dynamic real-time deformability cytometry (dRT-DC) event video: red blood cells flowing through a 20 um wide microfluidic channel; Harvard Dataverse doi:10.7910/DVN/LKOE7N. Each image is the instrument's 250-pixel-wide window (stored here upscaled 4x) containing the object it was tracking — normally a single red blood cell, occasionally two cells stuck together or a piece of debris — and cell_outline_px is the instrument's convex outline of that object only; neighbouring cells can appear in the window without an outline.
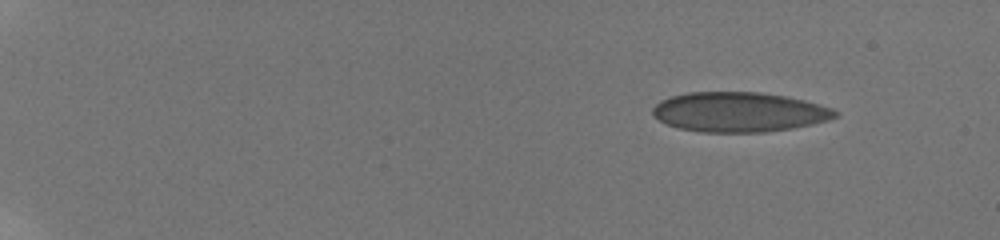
{"species": "human", "species_latin": "Homo sapiens", "temperature_condition": "room temperature", "stored_images_in_passage": 11, "camera_frame_rate_fps": 3000, "um_per_image_px": 0.085, "donor": {"sex": "male"}, "frame": {"image": 1, "passage_image": 1, "time_ms": 0.0, "image_size_px": [1000, 240], "cell_outline_px": [[840, 112], [836, 116], [828, 120], [812, 124], [792, 128], [764, 132], [700, 132], [676, 128], [652, 116], [652, 108], [660, 100], [672, 96], [688, 92], [760, 92], [788, 96], [820, 104], [832, 108]], "centroid_in_image_um": [62.82, 9.52], "position_along_channel_um": 22.2, "area_um2": 42.54}}
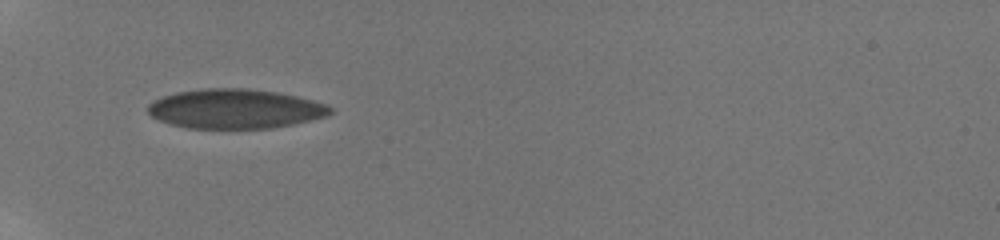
{"frame": {"image": 2, "passage_image": 10, "time_ms": 5.0, "image_size_px": [1000, 240], "cell_outline_px": [[332, 112], [328, 116], [292, 124], [272, 128], [188, 128], [172, 124], [160, 120], [152, 116], [148, 112], [148, 104], [152, 100], [176, 92], [204, 88], [244, 88], [276, 92], [296, 96], [328, 104], [332, 108]], "centroid_in_image_um": [19.99, 9.24], "position_along_channel_um": 65.0, "area_um2": 41.85}}